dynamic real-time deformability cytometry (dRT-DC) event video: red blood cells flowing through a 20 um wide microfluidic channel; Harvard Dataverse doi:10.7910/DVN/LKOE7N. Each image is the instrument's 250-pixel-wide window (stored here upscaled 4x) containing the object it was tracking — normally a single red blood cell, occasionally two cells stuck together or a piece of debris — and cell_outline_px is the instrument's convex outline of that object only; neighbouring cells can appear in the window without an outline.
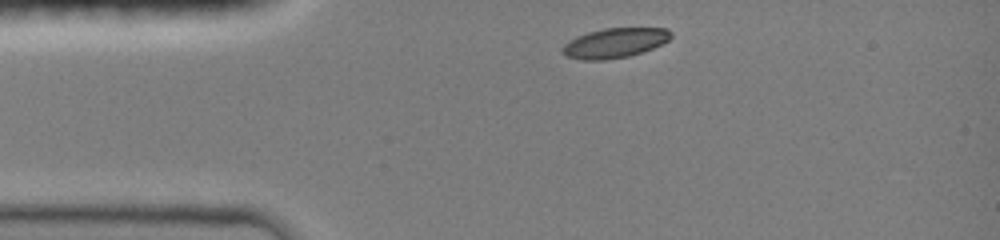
{"species": "common noctule bat (a hibernating species)", "species_latin": "Nyctalus noctula", "temperature_condition": "room temperature", "stored_images_in_passage": 3, "camera_frame_rate_fps": 3000, "um_per_image_px": 0.085, "animal": {"sex": "female", "body_mass_g": 19.0, "forearm_length_mm": 51.5}, "frame": {"image": 1, "passage_image": 1, "time_ms": 0.0, "image_size_px": [1000, 240], "cell_outline_px": [[672, 36], [668, 40], [652, 48], [628, 56], [604, 60], [584, 60], [568, 56], [560, 52], [560, 48], [564, 44], [576, 36], [588, 32], [604, 28], [668, 28], [672, 32]], "centroid_in_image_um": [52.23, 3.64], "position_along_channel_um": 32.8, "area_um2": 18.73}}